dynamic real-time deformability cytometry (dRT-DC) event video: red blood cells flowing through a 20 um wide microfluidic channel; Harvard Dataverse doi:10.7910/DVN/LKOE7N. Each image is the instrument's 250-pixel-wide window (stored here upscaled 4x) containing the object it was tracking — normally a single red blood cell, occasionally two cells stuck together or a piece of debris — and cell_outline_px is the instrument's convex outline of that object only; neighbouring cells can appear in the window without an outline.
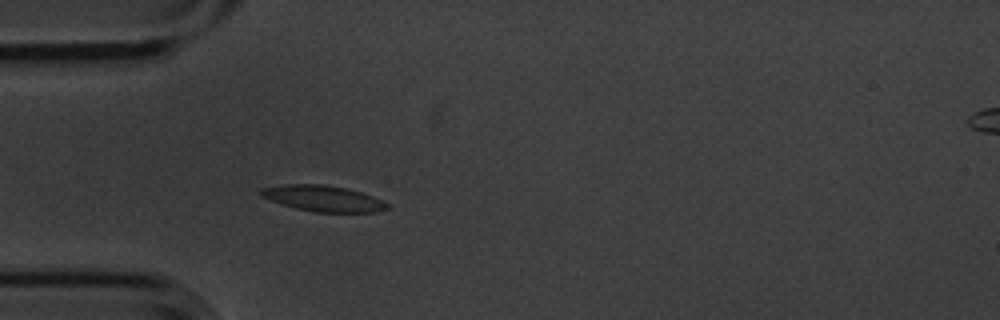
{"species": "common noctule bat (a hibernating species)", "species_latin": "Nyctalus noctula", "temperature_condition": "cold", "stored_images_in_passage": 4, "camera_frame_rate_fps": 3000, "um_per_image_px": 0.085, "animal": {"sex": "male", "body_mass_g": 20.1, "forearm_length_mm": 53.5}, "frame": {"image": 1, "passage_image": 4, "time_ms": 1.0, "image_size_px": [1000, 320], "cell_outline_px": [[388, 208], [376, 212], [316, 212], [296, 208], [260, 196], [260, 188], [288, 184], [324, 184], [348, 188], [372, 196], [388, 204]], "centroid_in_image_um": [27.47, 16.86], "position_along_channel_um": 57.5, "area_um2": 18.84}}